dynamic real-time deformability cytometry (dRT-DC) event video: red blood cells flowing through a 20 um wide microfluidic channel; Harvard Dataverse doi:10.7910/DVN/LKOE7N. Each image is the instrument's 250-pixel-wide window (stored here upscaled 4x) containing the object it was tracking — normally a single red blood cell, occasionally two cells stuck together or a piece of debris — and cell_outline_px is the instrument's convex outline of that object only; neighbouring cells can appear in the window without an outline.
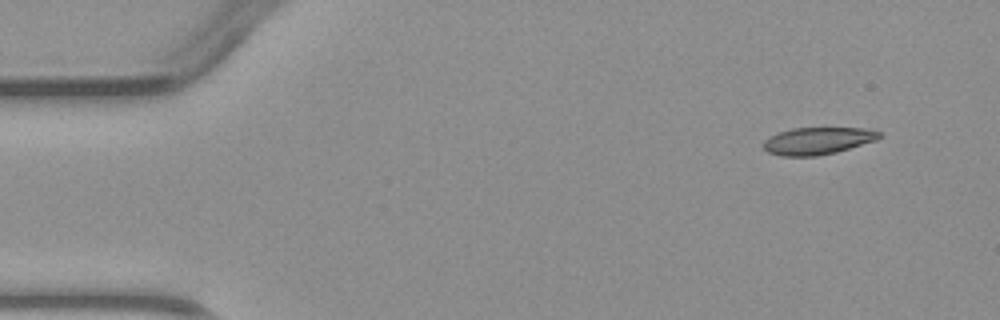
{"species": "common noctule bat (a hibernating species)", "species_latin": "Nyctalus noctula", "temperature_condition": "warm", "stored_images_in_passage": 5, "segment_of_instrument_passage": [1, 2], "camera_frame_rate_fps": 3000, "um_per_image_px": 0.085, "animal": {"sex": "male", "body_mass_g": 23.1, "forearm_length_mm": 52.7}, "frame": {"image": 1, "passage_image": 1, "time_ms": 0.0, "image_size_px": [1000, 320], "cell_outline_px": [[880, 136], [876, 140], [836, 152], [816, 156], [780, 156], [768, 152], [760, 144], [764, 140], [776, 132], [792, 128], [864, 128], [880, 132]], "centroid_in_image_um": [69.43, 11.97], "position_along_channel_um": 15.6, "area_um2": 18.38}}